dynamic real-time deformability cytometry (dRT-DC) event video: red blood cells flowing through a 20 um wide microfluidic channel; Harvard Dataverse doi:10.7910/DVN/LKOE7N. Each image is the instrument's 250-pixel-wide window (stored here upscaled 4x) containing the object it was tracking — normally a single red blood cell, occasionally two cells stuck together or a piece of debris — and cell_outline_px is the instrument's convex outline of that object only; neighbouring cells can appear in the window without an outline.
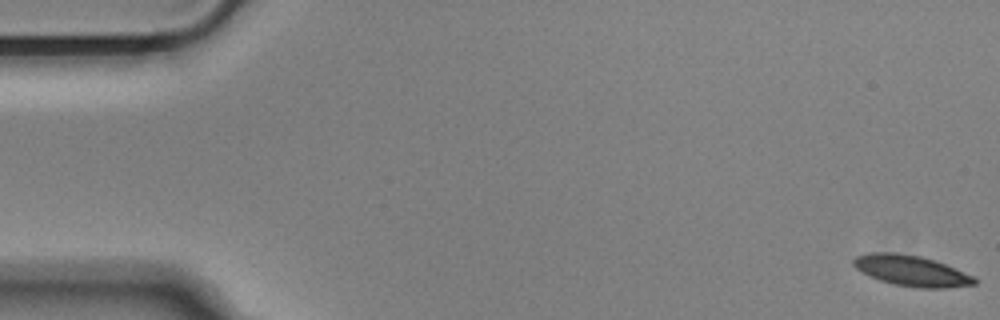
{"species": "Egyptian fruit bat (a non-hibernating species)", "species_latin": "Rousettus aegyptiacus", "temperature_condition": "cold", "stored_images_in_passage": 55, "camera_frame_rate_fps": 3000, "um_per_image_px": 0.085, "animal": {"sex": "male"}, "frame": {"image": 1, "passage_image": 1, "time_ms": 0.0, "image_size_px": [1000, 320], "cell_outline_px": [[976, 284], [948, 288], [920, 288], [896, 284], [880, 280], [856, 268], [852, 264], [852, 260], [856, 256], [868, 252], [896, 252], [920, 256], [944, 264], [972, 276], [976, 280]], "centroid_in_image_um": [77.44, 23.0], "position_along_channel_um": 7.6, "area_um2": 21.27}}
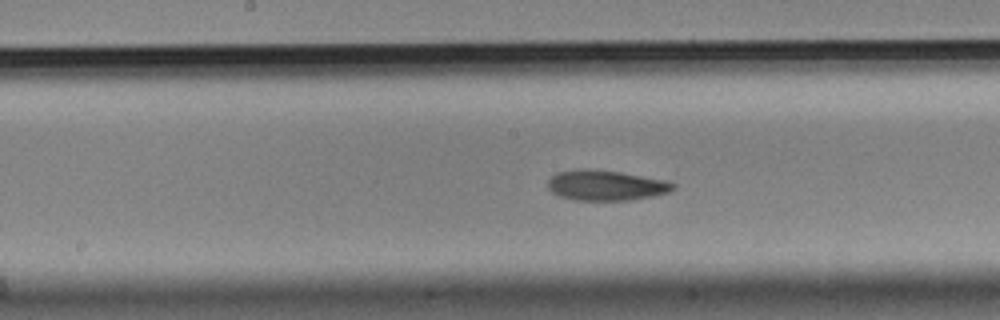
{"frame": {"image": 2, "passage_image": 28, "time_ms": 9.0, "image_size_px": [1000, 320], "cell_outline_px": [[676, 188], [668, 192], [652, 196], [628, 200], [576, 200], [560, 196], [552, 192], [548, 188], [548, 180], [556, 172], [580, 168], [588, 168], [620, 172], [668, 180], [676, 184]], "centroid_in_image_um": [51.51, 15.74], "position_along_channel_um": 196.7, "area_um2": 22.25}}
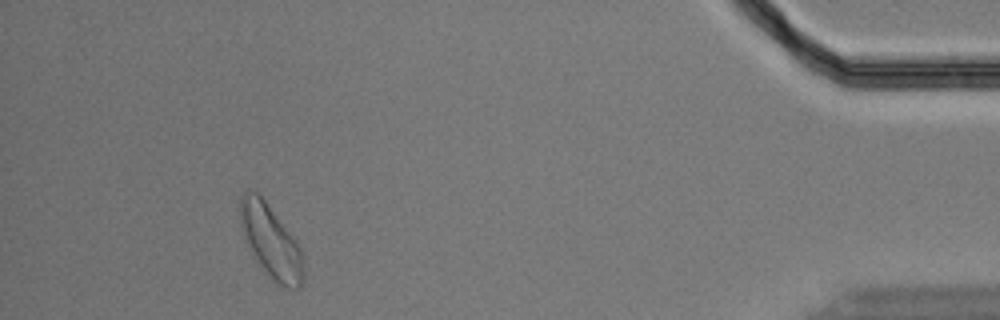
{"frame": {"image": 3, "passage_image": 51, "time_ms": 16.667, "image_size_px": [1000, 320], "cell_outline_px": [[304, 280], [300, 288], [288, 288], [280, 284], [264, 268], [244, 240], [240, 228], [240, 196], [248, 188], [256, 192], [264, 200], [296, 240], [300, 248], [304, 268]], "centroid_in_image_um": [23.01, 20.47], "position_along_channel_um": 412.2, "area_um2": 26.3}, "authors_computed_cell_mechanics": {"area_um2": 22.3108, "velocity_mm_per_s": 3.6286, "shape_relaxation_time_tau1_ms": 5.6707, "shape_relaxation_time_tau2_ms": 6.6622, "deformation_change_tau1": 0.126, "deformation_change_tau2": 0.1325}}